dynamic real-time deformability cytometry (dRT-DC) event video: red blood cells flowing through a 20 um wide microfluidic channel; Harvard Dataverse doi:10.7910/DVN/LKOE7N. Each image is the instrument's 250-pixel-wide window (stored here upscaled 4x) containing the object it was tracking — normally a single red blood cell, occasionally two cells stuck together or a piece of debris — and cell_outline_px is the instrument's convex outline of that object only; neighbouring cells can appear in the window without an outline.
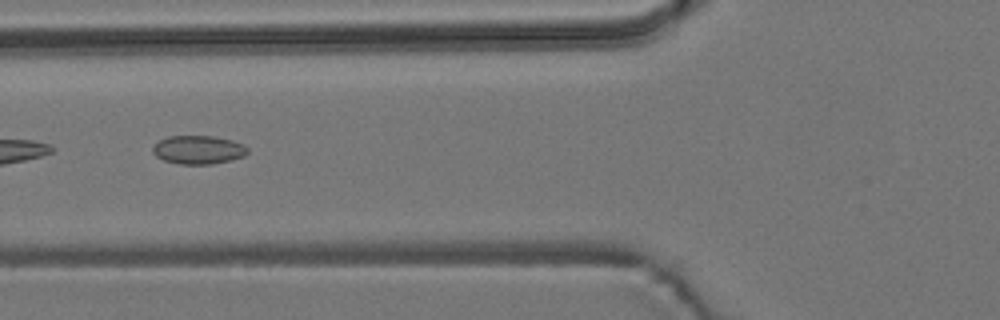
{"species": "common noctule bat (a hibernating species)", "species_latin": "Nyctalus noctula", "temperature_condition": "room temperature", "stored_images_in_passage": 5, "camera_frame_rate_fps": 3000, "um_per_image_px": 0.085, "animal": {"sex": "male", "body_mass_g": 19.2, "forearm_length_mm": 51.8}, "frame": {"image": 1, "passage_image": 3, "time_ms": 2.333, "image_size_px": [1000, 320], "cell_outline_px": [[248, 152], [244, 156], [232, 160], [212, 164], [180, 164], [164, 160], [156, 156], [152, 152], [152, 148], [160, 140], [168, 136], [212, 136], [232, 140], [244, 144], [248, 148]], "centroid_in_image_um": [16.88, 12.73], "position_along_channel_um": 108.9, "area_um2": 15.78}}
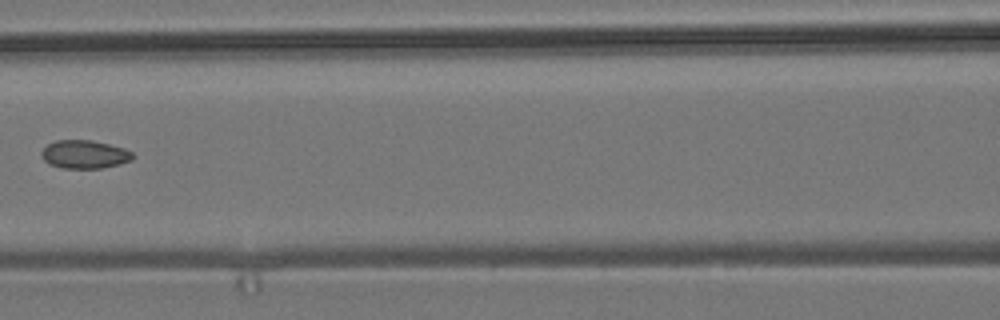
{"frame": {"image": 2, "passage_image": 4, "time_ms": 3.667, "image_size_px": [1000, 320], "cell_outline_px": [[136, 156], [132, 160], [100, 168], [64, 168], [48, 164], [40, 156], [40, 152], [48, 144], [56, 140], [92, 140], [124, 148], [132, 152]], "centroid_in_image_um": [7.16, 13.11], "position_along_channel_um": 159.4, "area_um2": 15.03}}
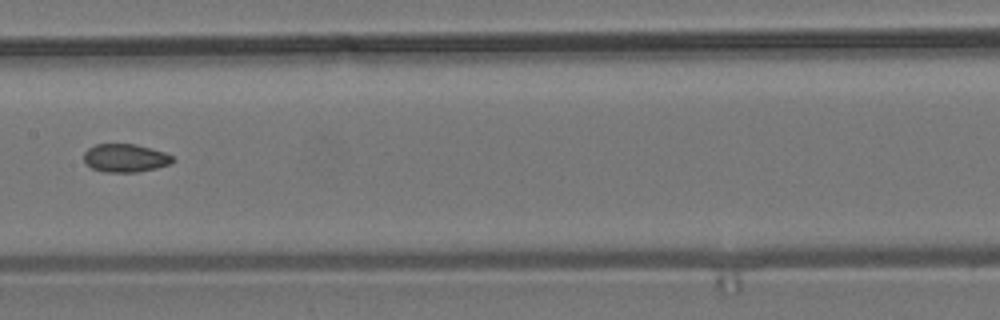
{"frame": {"image": 3, "passage_image": 5, "time_ms": 4.667, "image_size_px": [1000, 320], "cell_outline_px": [[176, 160], [168, 164], [156, 168], [136, 172], [104, 172], [92, 168], [84, 160], [84, 152], [88, 148], [96, 144], [136, 144], [152, 148], [164, 152], [172, 156]], "centroid_in_image_um": [10.65, 13.42], "position_along_channel_um": 196.7, "area_um2": 14.57}}